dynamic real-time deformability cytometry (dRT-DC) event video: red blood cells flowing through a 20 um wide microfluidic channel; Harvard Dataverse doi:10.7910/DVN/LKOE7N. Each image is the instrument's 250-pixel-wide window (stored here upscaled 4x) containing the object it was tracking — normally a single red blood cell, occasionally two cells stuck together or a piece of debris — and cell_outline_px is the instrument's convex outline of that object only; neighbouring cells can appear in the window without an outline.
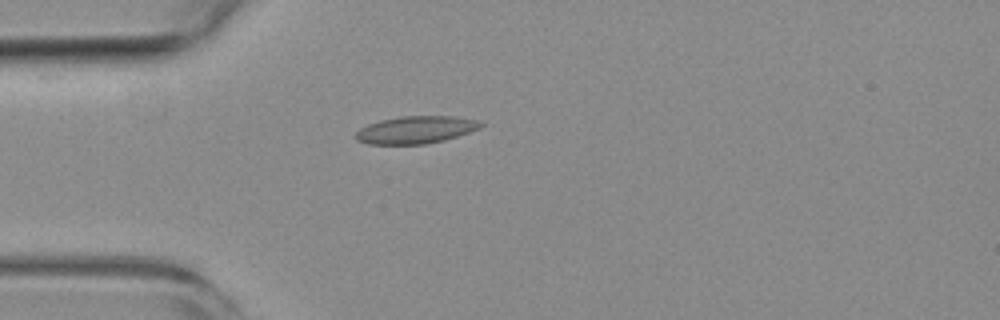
{"species": "common noctule bat (a hibernating species)", "species_latin": "Nyctalus noctula", "temperature_condition": "room temperature", "stored_images_in_passage": 2, "camera_frame_rate_fps": 3000, "um_per_image_px": 0.085, "animal": {"sex": "female", "body_mass_g": 19.3, "forearm_length_mm": 54.1}, "frame": {"image": 1, "passage_image": 1, "time_ms": 0.0, "image_size_px": [1000, 320], "cell_outline_px": [[484, 124], [480, 128], [444, 140], [424, 144], [368, 144], [356, 140], [356, 132], [360, 128], [368, 124], [380, 120], [400, 116], [452, 116], [480, 120]], "centroid_in_image_um": [35.34, 11.02], "position_along_channel_um": 49.7, "area_um2": 19.94}}